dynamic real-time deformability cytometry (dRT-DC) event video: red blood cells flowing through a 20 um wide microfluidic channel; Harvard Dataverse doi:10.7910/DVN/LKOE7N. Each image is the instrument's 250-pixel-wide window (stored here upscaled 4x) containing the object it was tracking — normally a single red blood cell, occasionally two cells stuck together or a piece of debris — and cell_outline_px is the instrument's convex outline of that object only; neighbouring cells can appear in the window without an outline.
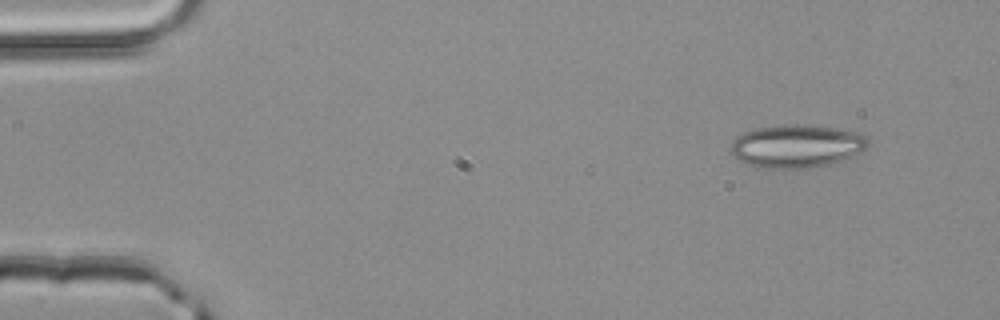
{"species": "common noctule bat (a hibernating species)", "species_latin": "Nyctalus noctula", "temperature_condition": "room temperature", "stored_images_in_passage": 3, "camera_frame_rate_fps": 3000, "um_per_image_px": 0.085, "animal": {"sex": "male", "body_mass_g": 20.4}, "frame": {"image": 1, "passage_image": 1, "time_ms": 0.0, "image_size_px": [1000, 320], "cell_outline_px": [[872, 144], [864, 152], [844, 160], [828, 164], [808, 168], [756, 168], [740, 160], [728, 148], [732, 140], [744, 132], [756, 128], [792, 124], [804, 124], [836, 128], [856, 132], [868, 136]], "centroid_in_image_um": [67.78, 12.42], "position_along_channel_um": 17.2, "area_um2": 34.91}}
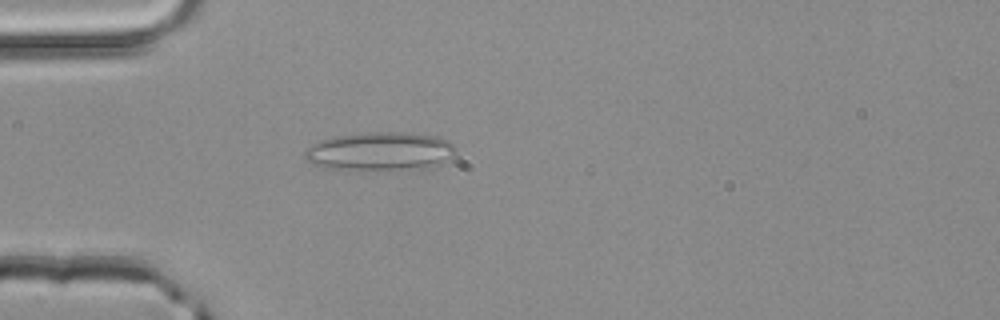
{"frame": {"image": 2, "passage_image": 3, "time_ms": 0.667, "image_size_px": [1000, 320], "cell_outline_px": [[456, 152], [452, 156], [440, 164], [420, 168], [388, 172], [356, 172], [324, 168], [308, 160], [304, 156], [304, 152], [312, 144], [320, 140], [336, 136], [372, 132], [400, 132], [436, 136], [448, 140], [456, 148]], "centroid_in_image_um": [32.29, 12.91], "position_along_channel_um": 52.7, "area_um2": 34.8}}